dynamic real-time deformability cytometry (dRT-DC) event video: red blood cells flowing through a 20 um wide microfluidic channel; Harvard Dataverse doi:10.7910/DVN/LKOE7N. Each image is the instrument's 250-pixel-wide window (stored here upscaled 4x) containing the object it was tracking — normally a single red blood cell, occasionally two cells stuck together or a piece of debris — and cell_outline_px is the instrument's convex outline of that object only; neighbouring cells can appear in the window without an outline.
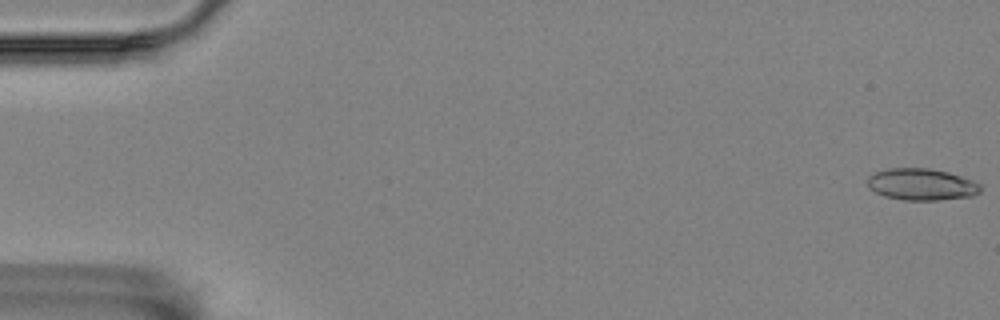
{"species": "Egyptian fruit bat (a non-hibernating species)", "species_latin": "Rousettus aegyptiacus", "temperature_condition": "room temperature", "stored_images_in_passage": 57, "camera_frame_rate_fps": 3000, "um_per_image_px": 0.085, "animal": {"sex": "female"}, "frame": {"image": 1, "passage_image": 1, "time_ms": 0.0, "image_size_px": [1000, 320], "cell_outline_px": [[980, 192], [972, 196], [940, 200], [904, 200], [884, 196], [868, 188], [868, 176], [884, 168], [928, 168], [948, 172], [972, 180], [980, 184]], "centroid_in_image_um": [78.31, 15.67], "position_along_channel_um": 6.7, "area_um2": 20.92}}
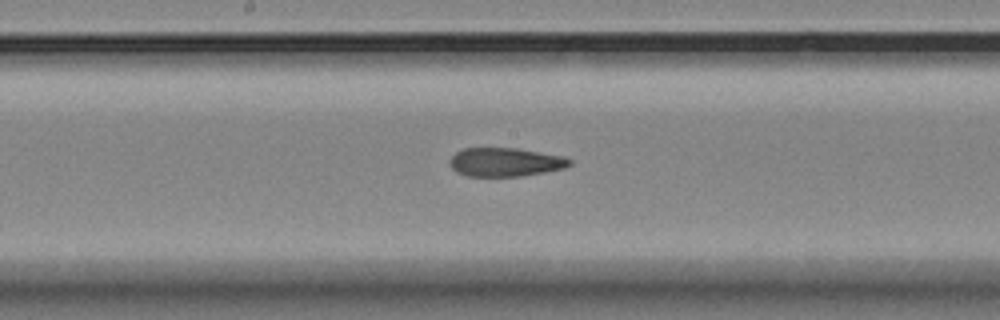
{"frame": {"image": 2, "passage_image": 30, "time_ms": 9.667, "image_size_px": [1000, 320], "cell_outline_px": [[572, 164], [564, 168], [544, 172], [520, 176], [468, 176], [456, 172], [448, 164], [448, 160], [456, 152], [464, 148], [516, 148], [564, 156], [572, 160]], "centroid_in_image_um": [42.93, 13.77], "position_along_channel_um": 205.3, "area_um2": 20.11}}
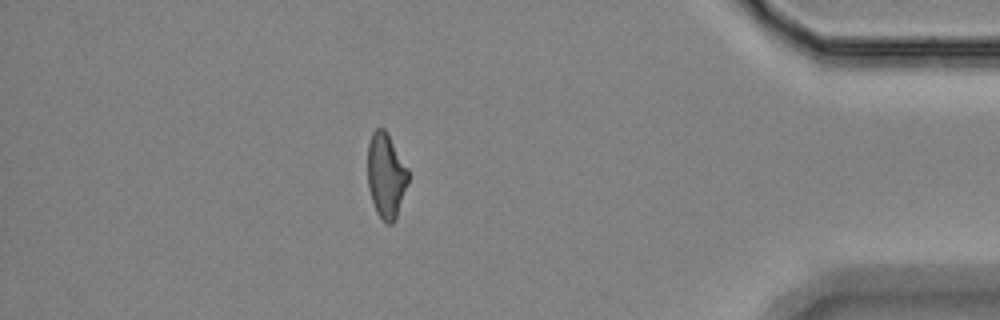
{"frame": {"image": 3, "passage_image": 50, "time_ms": 16.333, "image_size_px": [1000, 320], "cell_outline_px": [[408, 184], [396, 220], [392, 224], [388, 224], [376, 212], [368, 188], [368, 144], [372, 132], [376, 128], [384, 128], [408, 168]], "centroid_in_image_um": [32.82, 14.94], "position_along_channel_um": 402.4, "area_um2": 20.06}, "authors_computed_cell_mechanics": {"area_um2": 20.7502, "velocity_mm_per_s": 3.5334, "shape_relaxation_time_tau1_ms": null, "shape_relaxation_time_tau2_ms": 3.277, "deformation_change_tau1": null, "deformation_change_tau2": 0.1205}}